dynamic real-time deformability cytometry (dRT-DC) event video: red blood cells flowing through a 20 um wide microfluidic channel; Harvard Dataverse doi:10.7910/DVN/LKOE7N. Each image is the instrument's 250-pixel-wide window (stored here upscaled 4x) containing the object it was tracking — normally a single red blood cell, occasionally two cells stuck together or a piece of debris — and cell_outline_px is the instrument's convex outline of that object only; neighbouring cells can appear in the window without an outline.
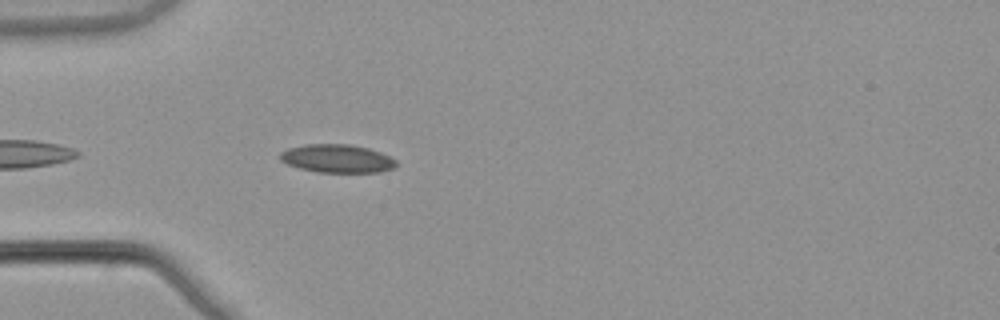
{"species": "common noctule bat (a hibernating species)", "species_latin": "Nyctalus noctula", "temperature_condition": "warm", "stored_images_in_passage": 41, "camera_frame_rate_fps": 3000, "um_per_image_px": 0.085, "animal": {"sex": "male", "body_mass_g": 21.5, "forearm_length_mm": 52.0}, "frame": {"image": 1, "passage_image": 3, "time_ms": 0.667, "image_size_px": [1000, 320], "cell_outline_px": [[396, 164], [392, 168], [380, 172], [316, 172], [300, 168], [288, 164], [280, 160], [280, 152], [288, 148], [308, 144], [348, 144], [368, 148], [380, 152], [396, 160]], "centroid_in_image_um": [28.63, 13.47], "position_along_channel_um": 56.4, "area_um2": 18.96}}
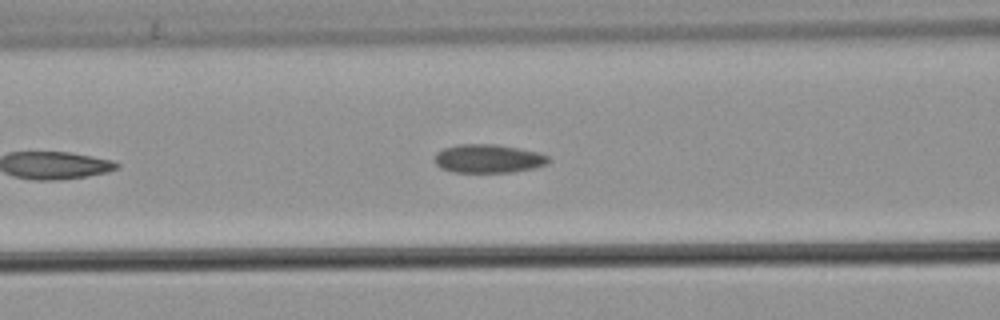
{"frame": {"image": 2, "passage_image": 9, "time_ms": 2.667, "image_size_px": [1000, 320], "cell_outline_px": [[548, 164], [532, 168], [512, 172], [452, 172], [440, 168], [436, 164], [436, 152], [444, 148], [456, 144], [496, 144], [536, 152], [548, 156]], "centroid_in_image_um": [41.46, 13.48], "position_along_channel_um": 125.1, "area_um2": 18.79}}
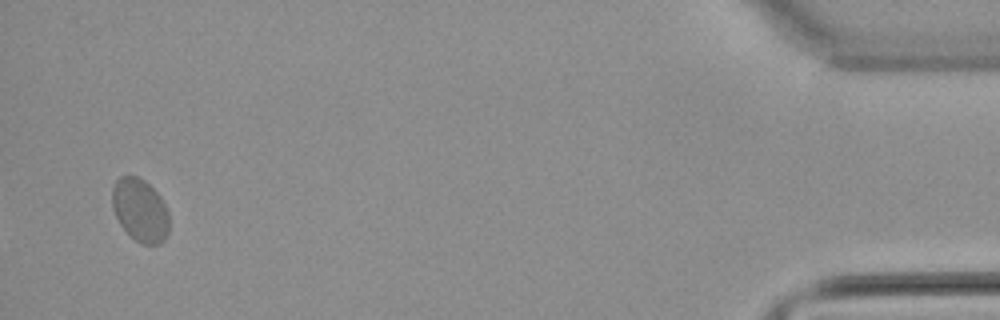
{"frame": {"image": 3, "passage_image": 39, "time_ms": 12.667, "image_size_px": [1000, 320], "cell_outline_px": [[168, 232], [164, 240], [160, 244], [140, 244], [120, 224], [116, 216], [112, 204], [112, 188], [116, 180], [120, 176], [136, 176], [144, 180], [160, 196], [168, 212]], "centroid_in_image_um": [11.91, 17.86], "position_along_channel_um": 423.3, "area_um2": 20.69}, "authors_computed_cell_mechanics": {"area_um2": 19.4786, "velocity_mm_per_s": 3.8073, "shape_relaxation_time_tau1_ms": 9.4151, "shape_relaxation_time_tau2_ms": 1.0262, "deformation_change_tau1": 0.1391, "deformation_change_tau2": 0.0577}}